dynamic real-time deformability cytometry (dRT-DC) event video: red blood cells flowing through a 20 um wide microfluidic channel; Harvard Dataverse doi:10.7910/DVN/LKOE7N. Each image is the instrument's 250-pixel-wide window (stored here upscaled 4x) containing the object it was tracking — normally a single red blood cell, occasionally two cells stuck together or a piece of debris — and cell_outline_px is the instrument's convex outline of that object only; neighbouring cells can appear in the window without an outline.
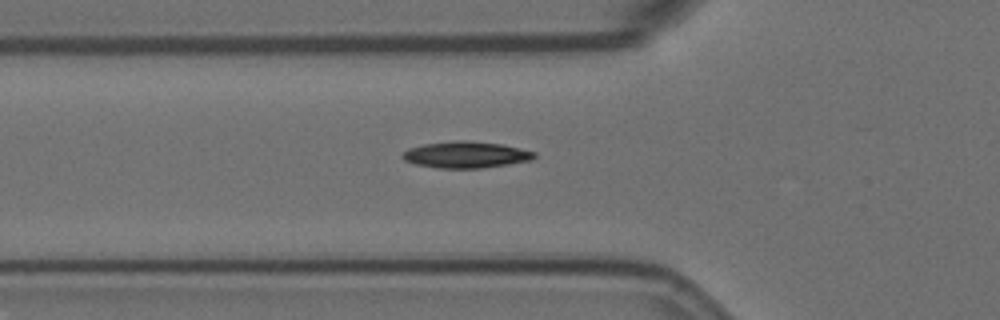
{"species": "Egyptian fruit bat (a non-hibernating species)", "species_latin": "Rousettus aegyptiacus", "temperature_condition": "room temperature", "stored_images_in_passage": 18, "camera_frame_rate_fps": 3000, "um_per_image_px": 0.085, "animal": {"sex": "female"}, "frame": {"image": 1, "passage_image": 3, "time_ms": 0.667, "image_size_px": [1000, 320], "cell_outline_px": [[536, 156], [532, 160], [508, 164], [480, 168], [440, 168], [416, 164], [404, 160], [400, 156], [408, 148], [424, 144], [456, 140], [468, 140], [500, 144], [520, 148], [536, 152]], "centroid_in_image_um": [39.6, 13.14], "position_along_channel_um": 86.2, "area_um2": 20.29}}
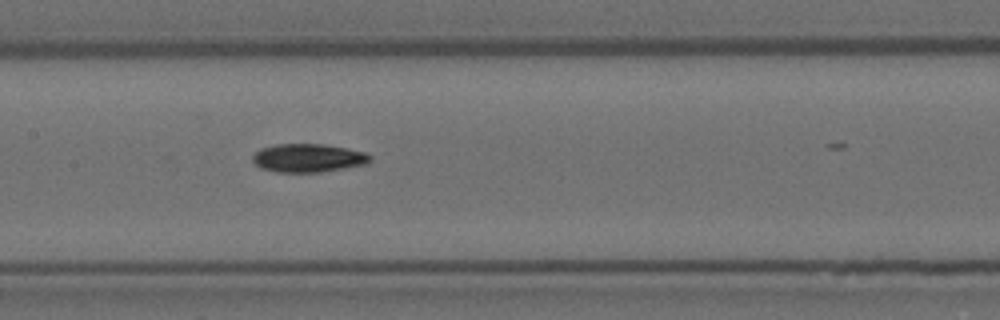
{"frame": {"image": 2, "passage_image": 11, "time_ms": 3.333, "image_size_px": [1000, 320], "cell_outline_px": [[372, 160], [368, 164], [320, 172], [276, 172], [260, 168], [252, 160], [252, 156], [260, 148], [276, 144], [324, 144], [368, 152], [372, 156]], "centroid_in_image_um": [26.23, 13.42], "position_along_channel_um": 181.2, "area_um2": 19.65}}
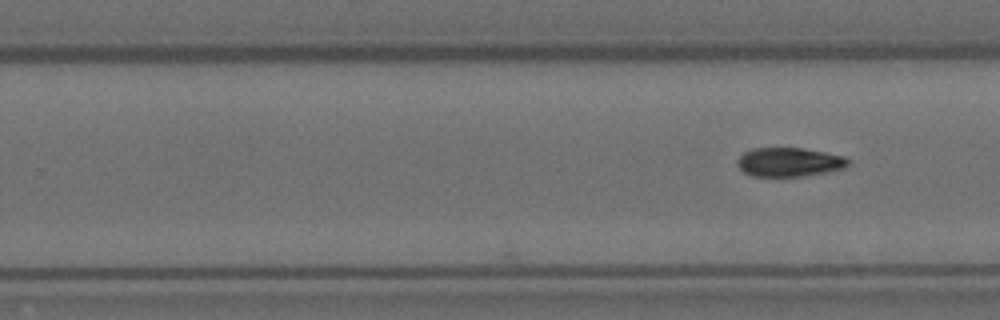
{"frame": {"image": 3, "passage_image": 18, "time_ms": 5.667, "image_size_px": [1000, 320], "cell_outline_px": [[848, 164], [844, 168], [828, 172], [804, 176], [752, 176], [744, 172], [736, 164], [736, 160], [744, 152], [752, 148], [800, 148], [824, 152], [844, 156], [848, 160]], "centroid_in_image_um": [67.05, 13.78], "position_along_channel_um": 262.7, "area_um2": 18.67}}